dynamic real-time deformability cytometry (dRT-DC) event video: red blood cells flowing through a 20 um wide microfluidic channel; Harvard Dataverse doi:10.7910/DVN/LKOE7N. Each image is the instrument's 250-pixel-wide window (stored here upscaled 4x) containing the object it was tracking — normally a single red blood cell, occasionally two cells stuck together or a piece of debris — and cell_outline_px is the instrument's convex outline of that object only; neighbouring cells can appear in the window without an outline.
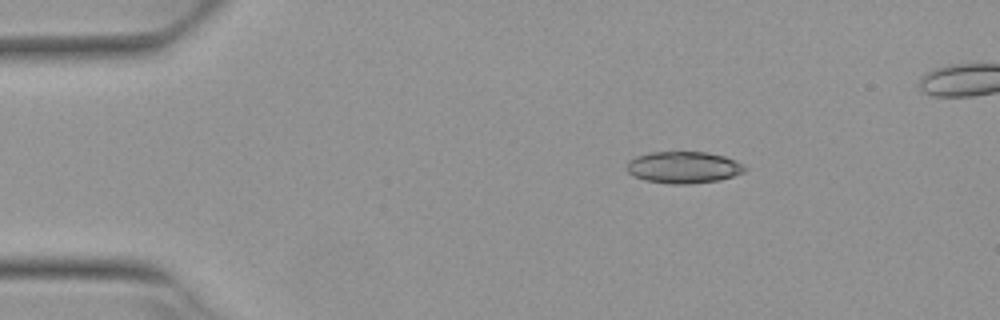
{"species": "Egyptian fruit bat (a non-hibernating species)", "species_latin": "Rousettus aegyptiacus", "temperature_condition": "warm", "stored_images_in_passage": 5, "camera_frame_rate_fps": 3000, "um_per_image_px": 0.085, "animal": {"sex": "female"}, "frame": {"image": 1, "passage_image": 2, "time_ms": 0.333, "image_size_px": [1000, 320], "cell_outline_px": [[748, 168], [744, 172], [720, 180], [688, 184], [668, 184], [644, 180], [632, 176], [628, 172], [628, 160], [636, 156], [648, 152], [708, 152], [724, 156], [744, 164]], "centroid_in_image_um": [58.1, 14.23], "position_along_channel_um": 26.9, "area_um2": 22.02}}
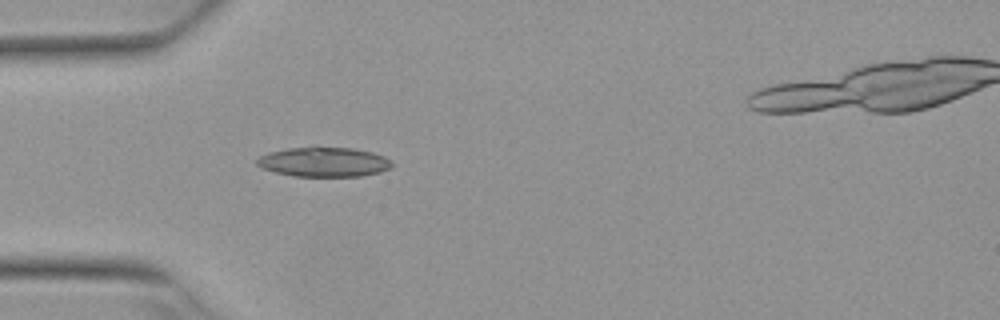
{"frame": {"image": 2, "passage_image": 4, "time_ms": 1.0, "image_size_px": [1000, 320], "cell_outline_px": [[392, 168], [380, 172], [360, 176], [292, 176], [260, 168], [256, 164], [256, 160], [260, 156], [268, 152], [288, 148], [312, 144], [316, 144], [352, 148], [372, 152], [384, 156], [392, 164]], "centroid_in_image_um": [27.49, 13.72], "position_along_channel_um": 57.5, "area_um2": 24.04}}